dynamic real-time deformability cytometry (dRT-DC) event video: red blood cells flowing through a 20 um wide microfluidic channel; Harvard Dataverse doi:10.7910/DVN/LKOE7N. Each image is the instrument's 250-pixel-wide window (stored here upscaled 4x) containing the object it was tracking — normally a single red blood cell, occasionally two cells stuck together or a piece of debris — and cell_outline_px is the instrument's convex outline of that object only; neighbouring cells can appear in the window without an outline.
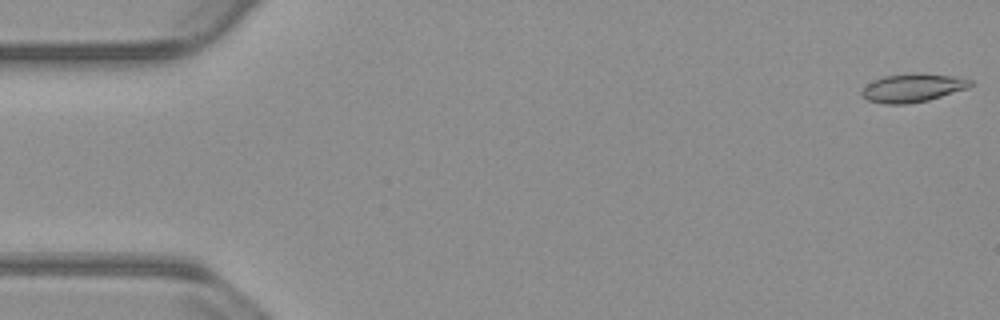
{"species": "common noctule bat (a hibernating species)", "species_latin": "Nyctalus noctula", "temperature_condition": "warm", "stored_images_in_passage": 54, "camera_frame_rate_fps": 3000, "um_per_image_px": 0.085, "animal": {"sex": "male", "body_mass_g": 23.1, "forearm_length_mm": 52.7}, "frame": {"image": 1, "passage_image": 1, "time_ms": 0.0, "image_size_px": [1000, 320], "cell_outline_px": [[972, 84], [968, 88], [928, 100], [904, 104], [884, 104], [868, 100], [860, 92], [868, 84], [884, 76], [916, 72], [952, 76], [972, 80]], "centroid_in_image_um": [77.59, 7.46], "position_along_channel_um": 7.4, "area_um2": 17.74}}
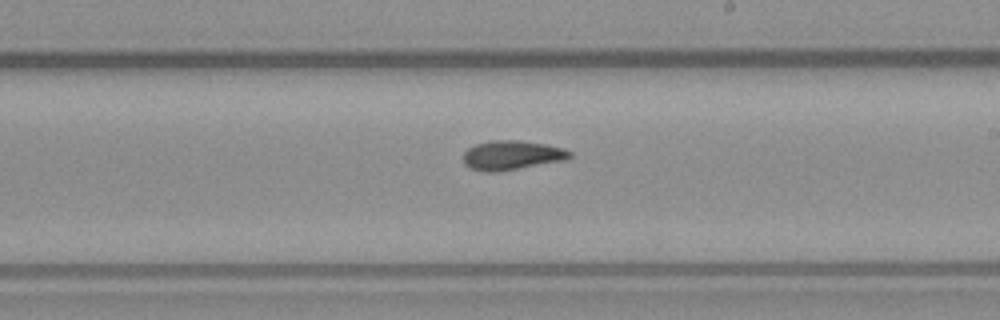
{"frame": {"image": 2, "passage_image": 31, "time_ms": 10.0, "image_size_px": [1000, 320], "cell_outline_px": [[572, 156], [564, 160], [496, 172], [484, 172], [468, 168], [464, 164], [464, 152], [468, 148], [476, 144], [488, 140], [520, 140], [544, 144], [564, 148], [572, 152]], "centroid_in_image_um": [43.47, 13.19], "position_along_channel_um": 245.5, "area_um2": 18.21}}
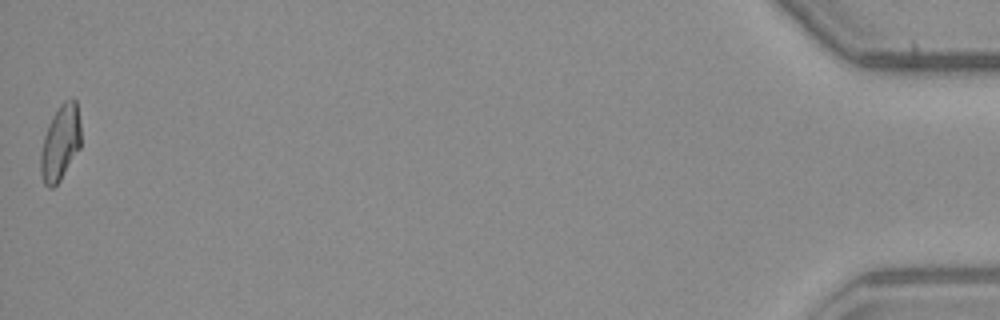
{"frame": {"image": 3, "passage_image": 54, "time_ms": 17.667, "image_size_px": [1000, 320], "cell_outline_px": [[80, 148], [60, 180], [52, 188], [48, 188], [44, 184], [40, 172], [40, 152], [44, 136], [48, 124], [52, 116], [60, 104], [64, 100], [72, 96], [76, 100], [80, 124]], "centroid_in_image_um": [5.12, 12.11], "position_along_channel_um": 430.1, "area_um2": 17.86}, "authors_computed_cell_mechanics": {"area_um2": 17.8602, "velocity_mm_per_s": 3.8096, "shape_relaxation_time_tau1_ms": 11.3068, "shape_relaxation_time_tau2_ms": 5.6841, "deformation_change_tau1": 0.2623, "deformation_change_tau2": 0.1268}}